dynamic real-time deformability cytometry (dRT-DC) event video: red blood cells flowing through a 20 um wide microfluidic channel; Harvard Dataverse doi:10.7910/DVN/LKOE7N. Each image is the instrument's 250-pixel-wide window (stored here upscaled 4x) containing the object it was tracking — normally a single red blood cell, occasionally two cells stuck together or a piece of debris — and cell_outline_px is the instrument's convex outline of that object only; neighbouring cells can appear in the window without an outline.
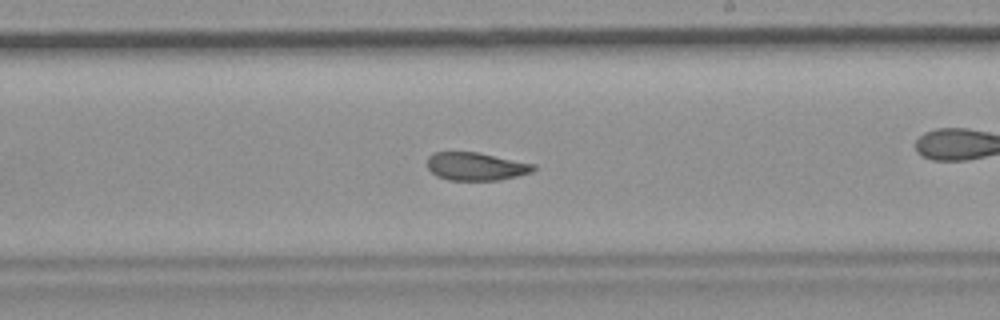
{"species": "common noctule bat (a hibernating species)", "species_latin": "Nyctalus noctula", "temperature_condition": "room temperature", "stored_images_in_passage": 55, "camera_frame_rate_fps": 3000, "um_per_image_px": 0.085, "animal": {"sex": "female", "body_mass_g": 19.9}, "frame": {"image": 1, "passage_image": 32, "time_ms": 10.333, "image_size_px": [1000, 320], "cell_outline_px": [[536, 168], [532, 172], [500, 180], [448, 180], [436, 176], [428, 168], [428, 156], [436, 152], [476, 152], [536, 164]], "centroid_in_image_um": [40.46, 14.15], "position_along_channel_um": 248.5, "area_um2": 17.28}, "authors_computed_cell_mechanics": {"area_um2": 19.074, "velocity_mm_per_s": 3.6756, "shape_relaxation_time_tau1_ms": null, "shape_relaxation_time_tau2_ms": 3.3673, "deformation_change_tau1": null, "deformation_change_tau2": 0.0927}}